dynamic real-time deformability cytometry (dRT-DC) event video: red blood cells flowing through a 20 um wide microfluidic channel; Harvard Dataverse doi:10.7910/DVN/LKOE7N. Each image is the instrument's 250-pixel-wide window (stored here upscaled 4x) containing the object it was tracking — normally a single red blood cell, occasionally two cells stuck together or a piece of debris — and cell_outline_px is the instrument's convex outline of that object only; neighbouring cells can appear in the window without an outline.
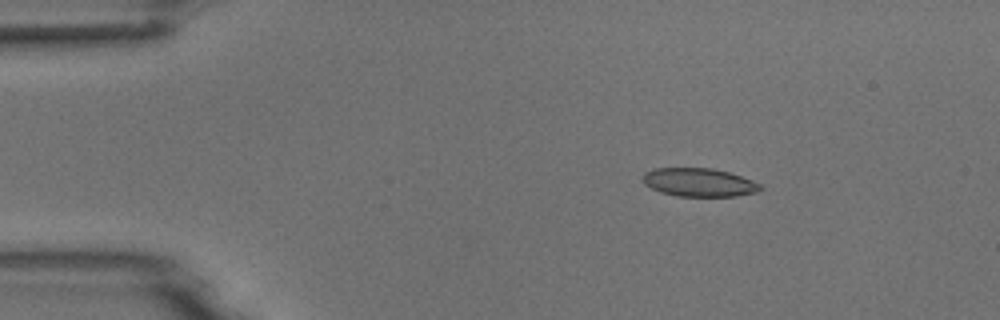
{"species": "common noctule bat (a hibernating species)", "species_latin": "Nyctalus noctula", "temperature_condition": "room temperature", "stored_images_in_passage": 5, "camera_frame_rate_fps": 3000, "um_per_image_px": 0.085, "animal": {"sex": "male", "body_mass_g": 18.8}, "frame": {"image": 1, "passage_image": 3, "time_ms": 2.333, "image_size_px": [1000, 320], "cell_outline_px": [[764, 188], [756, 192], [736, 196], [676, 196], [660, 192], [644, 184], [644, 172], [656, 168], [712, 168], [728, 172], [752, 180], [760, 184]], "centroid_in_image_um": [59.43, 15.5], "position_along_channel_um": 25.6, "area_um2": 19.36}}